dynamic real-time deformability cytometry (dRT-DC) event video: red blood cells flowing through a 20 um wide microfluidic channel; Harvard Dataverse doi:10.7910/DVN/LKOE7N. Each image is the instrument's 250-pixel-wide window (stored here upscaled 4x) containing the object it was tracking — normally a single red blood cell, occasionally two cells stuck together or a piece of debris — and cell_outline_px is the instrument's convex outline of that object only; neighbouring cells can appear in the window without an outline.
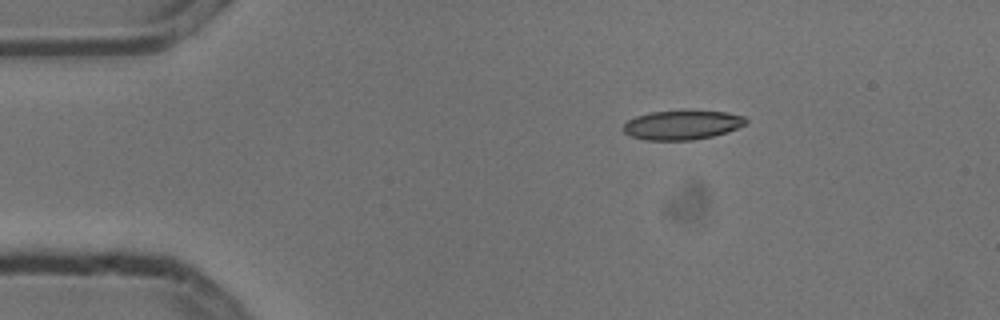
{"species": "common noctule bat (a hibernating species)", "species_latin": "Nyctalus noctula", "temperature_condition": "cold", "stored_images_in_passage": 6, "camera_frame_rate_fps": 3000, "um_per_image_px": 0.085, "animal": {"sex": "male", "body_mass_g": 13.3}, "frame": {"image": 1, "passage_image": 6, "time_ms": 1.667, "image_size_px": [1000, 320], "cell_outline_px": [[748, 124], [728, 132], [712, 136], [692, 140], [644, 140], [632, 136], [624, 132], [624, 124], [628, 120], [636, 116], [652, 112], [688, 108], [728, 112], [744, 116], [748, 120]], "centroid_in_image_um": [58.05, 10.58], "position_along_channel_um": 26.9, "area_um2": 21.68}}